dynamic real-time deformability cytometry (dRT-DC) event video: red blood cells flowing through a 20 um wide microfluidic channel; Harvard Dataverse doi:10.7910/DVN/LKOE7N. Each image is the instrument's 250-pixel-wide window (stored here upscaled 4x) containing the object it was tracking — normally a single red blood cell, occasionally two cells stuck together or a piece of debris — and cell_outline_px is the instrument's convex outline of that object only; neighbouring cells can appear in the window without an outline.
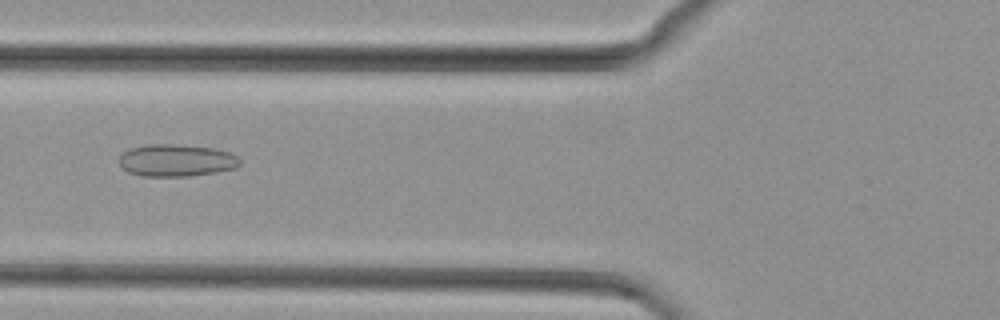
{"species": "common noctule bat (a hibernating species)", "species_latin": "Nyctalus noctula", "temperature_condition": "cold", "stored_images_in_passage": 34, "camera_frame_rate_fps": 3000, "um_per_image_px": 0.085, "animal": {"sex": "female", "body_mass_g": 29.2, "forearm_length_mm": 56.3}, "frame": {"image": 1, "passage_image": 4, "time_ms": 1.0, "image_size_px": [1000, 320], "cell_outline_px": [[240, 164], [236, 168], [216, 172], [188, 176], [144, 176], [128, 172], [120, 164], [120, 156], [128, 148], [148, 144], [176, 144], [216, 148], [228, 152], [236, 156], [240, 160]], "centroid_in_image_um": [15.0, 13.62], "position_along_channel_um": 110.8, "area_um2": 22.66}}
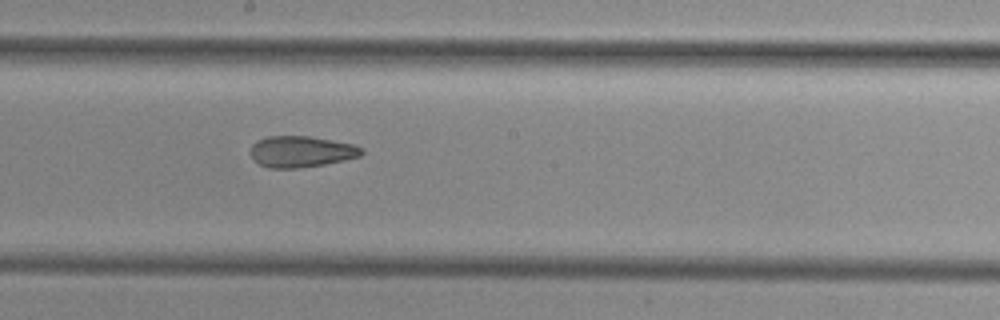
{"frame": {"image": 2, "passage_image": 12, "time_ms": 3.667, "image_size_px": [1000, 320], "cell_outline_px": [[364, 152], [360, 156], [344, 160], [324, 164], [296, 168], [268, 168], [260, 164], [252, 156], [252, 144], [256, 140], [268, 136], [308, 136], [332, 140], [352, 144], [364, 148]], "centroid_in_image_um": [25.62, 12.88], "position_along_channel_um": 222.6, "area_um2": 20.06}}
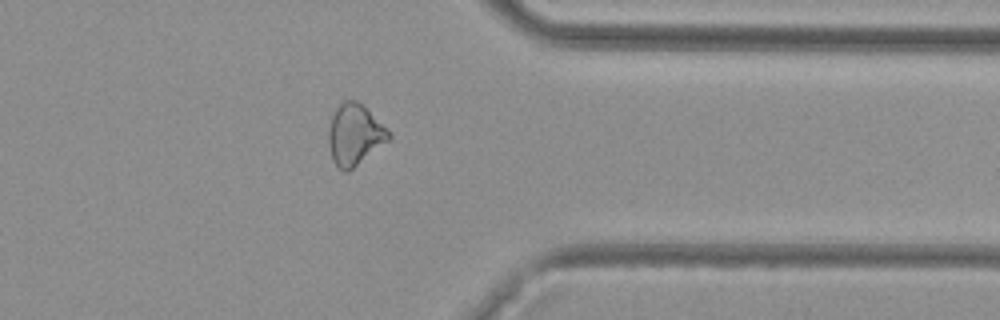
{"frame": {"image": 3, "passage_image": 24, "time_ms": 7.667, "image_size_px": [1000, 320], "cell_outline_px": [[392, 136], [388, 140], [348, 172], [344, 172], [332, 160], [328, 144], [328, 128], [332, 116], [336, 108], [344, 100], [356, 100], [388, 128]], "centroid_in_image_um": [30.13, 11.45], "position_along_channel_um": 381.3, "area_um2": 21.21}}